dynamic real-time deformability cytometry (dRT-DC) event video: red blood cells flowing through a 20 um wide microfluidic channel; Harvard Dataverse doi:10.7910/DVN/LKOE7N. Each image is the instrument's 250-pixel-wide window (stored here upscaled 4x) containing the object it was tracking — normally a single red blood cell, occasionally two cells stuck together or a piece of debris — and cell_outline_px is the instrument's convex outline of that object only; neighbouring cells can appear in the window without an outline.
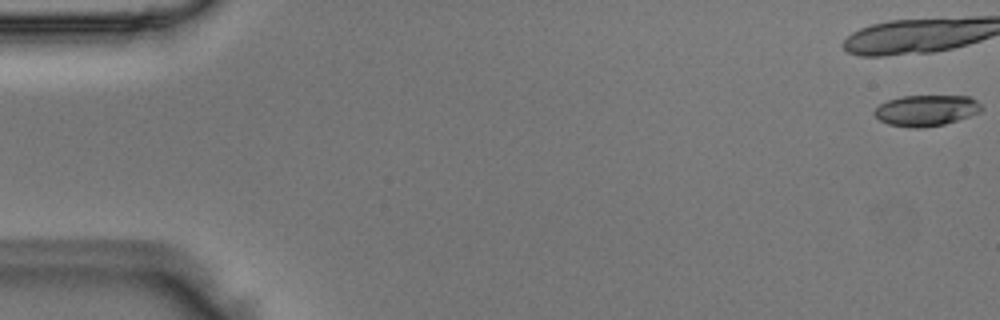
{"species": "Egyptian fruit bat (a non-hibernating species)", "species_latin": "Rousettus aegyptiacus", "temperature_condition": "room temperature", "stored_images_in_passage": 19, "camera_frame_rate_fps": 3000, "um_per_image_px": 0.085, "animal": {"sex": "male"}, "frame": {"image": 1, "passage_image": 1, "time_ms": 0.0, "image_size_px": [1000, 320], "cell_outline_px": [[984, 108], [980, 112], [944, 124], [920, 128], [912, 128], [888, 124], [880, 120], [872, 112], [880, 104], [888, 100], [900, 96], [968, 96], [976, 100]], "centroid_in_image_um": [78.71, 9.38], "position_along_channel_um": 6.3, "area_um2": 19.25}}